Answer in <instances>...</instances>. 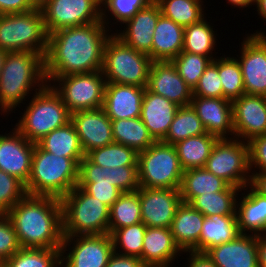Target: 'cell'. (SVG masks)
Masks as SVG:
<instances>
[{"label": "cell", "mask_w": 266, "mask_h": 267, "mask_svg": "<svg viewBox=\"0 0 266 267\" xmlns=\"http://www.w3.org/2000/svg\"><path fill=\"white\" fill-rule=\"evenodd\" d=\"M107 28L110 27L101 21L48 34L44 57L46 82L51 77L102 70L105 43L111 36Z\"/></svg>", "instance_id": "6da1fadb"}, {"label": "cell", "mask_w": 266, "mask_h": 267, "mask_svg": "<svg viewBox=\"0 0 266 267\" xmlns=\"http://www.w3.org/2000/svg\"><path fill=\"white\" fill-rule=\"evenodd\" d=\"M6 215L22 248L61 249L64 235L59 198L26 194Z\"/></svg>", "instance_id": "7a4b0ae2"}, {"label": "cell", "mask_w": 266, "mask_h": 267, "mask_svg": "<svg viewBox=\"0 0 266 267\" xmlns=\"http://www.w3.org/2000/svg\"><path fill=\"white\" fill-rule=\"evenodd\" d=\"M47 84L44 73V57L36 52H8L0 75V110L12 112L30 90ZM36 85V86H35Z\"/></svg>", "instance_id": "3957f363"}, {"label": "cell", "mask_w": 266, "mask_h": 267, "mask_svg": "<svg viewBox=\"0 0 266 267\" xmlns=\"http://www.w3.org/2000/svg\"><path fill=\"white\" fill-rule=\"evenodd\" d=\"M81 160L54 155L35 144L27 194L61 199L77 186Z\"/></svg>", "instance_id": "277c9868"}, {"label": "cell", "mask_w": 266, "mask_h": 267, "mask_svg": "<svg viewBox=\"0 0 266 267\" xmlns=\"http://www.w3.org/2000/svg\"><path fill=\"white\" fill-rule=\"evenodd\" d=\"M52 84L35 88V95L16 124V129L30 142L37 143L53 130L71 121V113Z\"/></svg>", "instance_id": "5b68a950"}, {"label": "cell", "mask_w": 266, "mask_h": 267, "mask_svg": "<svg viewBox=\"0 0 266 267\" xmlns=\"http://www.w3.org/2000/svg\"><path fill=\"white\" fill-rule=\"evenodd\" d=\"M63 235L108 234L110 207L76 186L60 199Z\"/></svg>", "instance_id": "8992f818"}, {"label": "cell", "mask_w": 266, "mask_h": 267, "mask_svg": "<svg viewBox=\"0 0 266 267\" xmlns=\"http://www.w3.org/2000/svg\"><path fill=\"white\" fill-rule=\"evenodd\" d=\"M0 49L7 52L31 51L45 57L48 33L41 9L0 15Z\"/></svg>", "instance_id": "52a82bcc"}, {"label": "cell", "mask_w": 266, "mask_h": 267, "mask_svg": "<svg viewBox=\"0 0 266 267\" xmlns=\"http://www.w3.org/2000/svg\"><path fill=\"white\" fill-rule=\"evenodd\" d=\"M152 59L115 34L105 43L102 73L106 82L147 87Z\"/></svg>", "instance_id": "ba28073f"}, {"label": "cell", "mask_w": 266, "mask_h": 267, "mask_svg": "<svg viewBox=\"0 0 266 267\" xmlns=\"http://www.w3.org/2000/svg\"><path fill=\"white\" fill-rule=\"evenodd\" d=\"M138 181L142 188H180L184 170L176 147L155 141L138 153Z\"/></svg>", "instance_id": "9c48e42d"}, {"label": "cell", "mask_w": 266, "mask_h": 267, "mask_svg": "<svg viewBox=\"0 0 266 267\" xmlns=\"http://www.w3.org/2000/svg\"><path fill=\"white\" fill-rule=\"evenodd\" d=\"M204 168L244 191L251 179L248 143L232 137L218 139Z\"/></svg>", "instance_id": "30bf717a"}, {"label": "cell", "mask_w": 266, "mask_h": 267, "mask_svg": "<svg viewBox=\"0 0 266 267\" xmlns=\"http://www.w3.org/2000/svg\"><path fill=\"white\" fill-rule=\"evenodd\" d=\"M50 81L59 83H53L52 87L61 96L70 113L103 107L106 80L102 70L51 77L47 84Z\"/></svg>", "instance_id": "8fae6325"}, {"label": "cell", "mask_w": 266, "mask_h": 267, "mask_svg": "<svg viewBox=\"0 0 266 267\" xmlns=\"http://www.w3.org/2000/svg\"><path fill=\"white\" fill-rule=\"evenodd\" d=\"M60 250V267H106L114 253L113 239L110 234L64 236Z\"/></svg>", "instance_id": "7c38bea8"}, {"label": "cell", "mask_w": 266, "mask_h": 267, "mask_svg": "<svg viewBox=\"0 0 266 267\" xmlns=\"http://www.w3.org/2000/svg\"><path fill=\"white\" fill-rule=\"evenodd\" d=\"M101 0H50L41 7L48 34L59 29L101 22Z\"/></svg>", "instance_id": "4fadbf2b"}, {"label": "cell", "mask_w": 266, "mask_h": 267, "mask_svg": "<svg viewBox=\"0 0 266 267\" xmlns=\"http://www.w3.org/2000/svg\"><path fill=\"white\" fill-rule=\"evenodd\" d=\"M240 63L245 94L266 96V35L257 31L241 43Z\"/></svg>", "instance_id": "5bb4252c"}, {"label": "cell", "mask_w": 266, "mask_h": 267, "mask_svg": "<svg viewBox=\"0 0 266 267\" xmlns=\"http://www.w3.org/2000/svg\"><path fill=\"white\" fill-rule=\"evenodd\" d=\"M180 188H142L139 193L141 220L147 227L170 228L182 203Z\"/></svg>", "instance_id": "9a60e30c"}, {"label": "cell", "mask_w": 266, "mask_h": 267, "mask_svg": "<svg viewBox=\"0 0 266 267\" xmlns=\"http://www.w3.org/2000/svg\"><path fill=\"white\" fill-rule=\"evenodd\" d=\"M232 114L235 138L248 142L266 134V96L243 94L232 101Z\"/></svg>", "instance_id": "2e32d148"}, {"label": "cell", "mask_w": 266, "mask_h": 267, "mask_svg": "<svg viewBox=\"0 0 266 267\" xmlns=\"http://www.w3.org/2000/svg\"><path fill=\"white\" fill-rule=\"evenodd\" d=\"M146 88L179 107L189 106L193 98V89L182 79L172 61H152Z\"/></svg>", "instance_id": "e0dca14e"}, {"label": "cell", "mask_w": 266, "mask_h": 267, "mask_svg": "<svg viewBox=\"0 0 266 267\" xmlns=\"http://www.w3.org/2000/svg\"><path fill=\"white\" fill-rule=\"evenodd\" d=\"M71 122L75 126L85 155L93 149L114 142L112 122L103 107L75 111L71 113Z\"/></svg>", "instance_id": "ac0fdd59"}, {"label": "cell", "mask_w": 266, "mask_h": 267, "mask_svg": "<svg viewBox=\"0 0 266 267\" xmlns=\"http://www.w3.org/2000/svg\"><path fill=\"white\" fill-rule=\"evenodd\" d=\"M35 143L28 141L16 128L0 134V170L17 177L24 184L30 173Z\"/></svg>", "instance_id": "d6986e66"}, {"label": "cell", "mask_w": 266, "mask_h": 267, "mask_svg": "<svg viewBox=\"0 0 266 267\" xmlns=\"http://www.w3.org/2000/svg\"><path fill=\"white\" fill-rule=\"evenodd\" d=\"M161 15L159 4L154 0L125 22L126 29L114 34L126 45L151 58L153 34Z\"/></svg>", "instance_id": "ffe728a7"}, {"label": "cell", "mask_w": 266, "mask_h": 267, "mask_svg": "<svg viewBox=\"0 0 266 267\" xmlns=\"http://www.w3.org/2000/svg\"><path fill=\"white\" fill-rule=\"evenodd\" d=\"M190 105L208 134L215 135L219 139L230 138L227 136L230 134L234 138L231 100L193 96Z\"/></svg>", "instance_id": "44dd1931"}, {"label": "cell", "mask_w": 266, "mask_h": 267, "mask_svg": "<svg viewBox=\"0 0 266 267\" xmlns=\"http://www.w3.org/2000/svg\"><path fill=\"white\" fill-rule=\"evenodd\" d=\"M145 88L106 82L103 109L110 120L140 117Z\"/></svg>", "instance_id": "7402d4cb"}, {"label": "cell", "mask_w": 266, "mask_h": 267, "mask_svg": "<svg viewBox=\"0 0 266 267\" xmlns=\"http://www.w3.org/2000/svg\"><path fill=\"white\" fill-rule=\"evenodd\" d=\"M206 253L217 267H259L257 236L249 233L239 234Z\"/></svg>", "instance_id": "603a6c76"}, {"label": "cell", "mask_w": 266, "mask_h": 267, "mask_svg": "<svg viewBox=\"0 0 266 267\" xmlns=\"http://www.w3.org/2000/svg\"><path fill=\"white\" fill-rule=\"evenodd\" d=\"M78 183H112L122 193L135 192L140 188L138 166L101 167L85 155L79 163Z\"/></svg>", "instance_id": "cb8c5ba5"}, {"label": "cell", "mask_w": 266, "mask_h": 267, "mask_svg": "<svg viewBox=\"0 0 266 267\" xmlns=\"http://www.w3.org/2000/svg\"><path fill=\"white\" fill-rule=\"evenodd\" d=\"M178 108L167 98L145 88L140 118L155 141L166 137Z\"/></svg>", "instance_id": "d4e9b609"}, {"label": "cell", "mask_w": 266, "mask_h": 267, "mask_svg": "<svg viewBox=\"0 0 266 267\" xmlns=\"http://www.w3.org/2000/svg\"><path fill=\"white\" fill-rule=\"evenodd\" d=\"M182 254L176 245L170 228L147 227L143 239L142 262L147 267H170ZM171 262V263H170Z\"/></svg>", "instance_id": "484cf974"}, {"label": "cell", "mask_w": 266, "mask_h": 267, "mask_svg": "<svg viewBox=\"0 0 266 267\" xmlns=\"http://www.w3.org/2000/svg\"><path fill=\"white\" fill-rule=\"evenodd\" d=\"M204 218L205 216L189 203L182 202L178 206L170 230L182 252H200V235Z\"/></svg>", "instance_id": "4316f807"}, {"label": "cell", "mask_w": 266, "mask_h": 267, "mask_svg": "<svg viewBox=\"0 0 266 267\" xmlns=\"http://www.w3.org/2000/svg\"><path fill=\"white\" fill-rule=\"evenodd\" d=\"M248 194L236 202V217L241 234L250 231L252 235L266 233V196L256 192L250 185L245 187ZM241 200V202H240ZM239 202V203H238Z\"/></svg>", "instance_id": "83f0119b"}, {"label": "cell", "mask_w": 266, "mask_h": 267, "mask_svg": "<svg viewBox=\"0 0 266 267\" xmlns=\"http://www.w3.org/2000/svg\"><path fill=\"white\" fill-rule=\"evenodd\" d=\"M184 28L161 15L157 21L152 42V61H172L182 50Z\"/></svg>", "instance_id": "f1b7e54d"}, {"label": "cell", "mask_w": 266, "mask_h": 267, "mask_svg": "<svg viewBox=\"0 0 266 267\" xmlns=\"http://www.w3.org/2000/svg\"><path fill=\"white\" fill-rule=\"evenodd\" d=\"M228 186L225 180L205 168H193L184 170L179 190L182 202L190 203L199 195L224 191Z\"/></svg>", "instance_id": "f546056e"}, {"label": "cell", "mask_w": 266, "mask_h": 267, "mask_svg": "<svg viewBox=\"0 0 266 267\" xmlns=\"http://www.w3.org/2000/svg\"><path fill=\"white\" fill-rule=\"evenodd\" d=\"M42 150L57 156L83 159L85 156L74 124L70 121L36 143Z\"/></svg>", "instance_id": "4dcf8cb0"}, {"label": "cell", "mask_w": 266, "mask_h": 267, "mask_svg": "<svg viewBox=\"0 0 266 267\" xmlns=\"http://www.w3.org/2000/svg\"><path fill=\"white\" fill-rule=\"evenodd\" d=\"M218 139L215 135L205 133L174 144L182 169L204 168Z\"/></svg>", "instance_id": "1f68e13d"}, {"label": "cell", "mask_w": 266, "mask_h": 267, "mask_svg": "<svg viewBox=\"0 0 266 267\" xmlns=\"http://www.w3.org/2000/svg\"><path fill=\"white\" fill-rule=\"evenodd\" d=\"M240 233L236 216L205 217L200 235V252L235 239Z\"/></svg>", "instance_id": "d6a6232c"}, {"label": "cell", "mask_w": 266, "mask_h": 267, "mask_svg": "<svg viewBox=\"0 0 266 267\" xmlns=\"http://www.w3.org/2000/svg\"><path fill=\"white\" fill-rule=\"evenodd\" d=\"M111 122L115 143L133 148L139 153L155 142L140 117L111 120Z\"/></svg>", "instance_id": "836d02e7"}, {"label": "cell", "mask_w": 266, "mask_h": 267, "mask_svg": "<svg viewBox=\"0 0 266 267\" xmlns=\"http://www.w3.org/2000/svg\"><path fill=\"white\" fill-rule=\"evenodd\" d=\"M242 189L229 185L224 191L202 194L195 197L189 204L200 211L205 217L212 215L236 216L237 193Z\"/></svg>", "instance_id": "e575fe53"}, {"label": "cell", "mask_w": 266, "mask_h": 267, "mask_svg": "<svg viewBox=\"0 0 266 267\" xmlns=\"http://www.w3.org/2000/svg\"><path fill=\"white\" fill-rule=\"evenodd\" d=\"M140 222L142 220L139 193L137 191L122 193L110 207L108 234L111 235L116 229Z\"/></svg>", "instance_id": "d590c367"}, {"label": "cell", "mask_w": 266, "mask_h": 267, "mask_svg": "<svg viewBox=\"0 0 266 267\" xmlns=\"http://www.w3.org/2000/svg\"><path fill=\"white\" fill-rule=\"evenodd\" d=\"M205 133L207 132L192 106H183L177 109L169 131L162 142L174 145L178 141Z\"/></svg>", "instance_id": "8d00e7d4"}, {"label": "cell", "mask_w": 266, "mask_h": 267, "mask_svg": "<svg viewBox=\"0 0 266 267\" xmlns=\"http://www.w3.org/2000/svg\"><path fill=\"white\" fill-rule=\"evenodd\" d=\"M164 17L173 20L183 28L198 23L203 18L202 0H155Z\"/></svg>", "instance_id": "74e56055"}, {"label": "cell", "mask_w": 266, "mask_h": 267, "mask_svg": "<svg viewBox=\"0 0 266 267\" xmlns=\"http://www.w3.org/2000/svg\"><path fill=\"white\" fill-rule=\"evenodd\" d=\"M213 26L203 18L195 24H191L184 28L183 50L185 52L210 56L212 60V51L216 45V37ZM211 54V55H210Z\"/></svg>", "instance_id": "f35d334b"}, {"label": "cell", "mask_w": 266, "mask_h": 267, "mask_svg": "<svg viewBox=\"0 0 266 267\" xmlns=\"http://www.w3.org/2000/svg\"><path fill=\"white\" fill-rule=\"evenodd\" d=\"M86 156L101 167L138 166V153L133 148L115 142L93 149Z\"/></svg>", "instance_id": "ab89813d"}, {"label": "cell", "mask_w": 266, "mask_h": 267, "mask_svg": "<svg viewBox=\"0 0 266 267\" xmlns=\"http://www.w3.org/2000/svg\"><path fill=\"white\" fill-rule=\"evenodd\" d=\"M60 249L21 248L3 265L5 267H58L60 262Z\"/></svg>", "instance_id": "60d3db41"}, {"label": "cell", "mask_w": 266, "mask_h": 267, "mask_svg": "<svg viewBox=\"0 0 266 267\" xmlns=\"http://www.w3.org/2000/svg\"><path fill=\"white\" fill-rule=\"evenodd\" d=\"M146 228L147 226L143 222H140L116 229L111 234L114 252L121 255L136 256L142 260L143 239Z\"/></svg>", "instance_id": "b9f144b4"}, {"label": "cell", "mask_w": 266, "mask_h": 267, "mask_svg": "<svg viewBox=\"0 0 266 267\" xmlns=\"http://www.w3.org/2000/svg\"><path fill=\"white\" fill-rule=\"evenodd\" d=\"M219 77L221 79L223 98L233 101L245 94L242 70L235 57H220Z\"/></svg>", "instance_id": "7bdbcfd3"}, {"label": "cell", "mask_w": 266, "mask_h": 267, "mask_svg": "<svg viewBox=\"0 0 266 267\" xmlns=\"http://www.w3.org/2000/svg\"><path fill=\"white\" fill-rule=\"evenodd\" d=\"M213 60L208 56L181 51L173 60L179 75L194 89L199 78Z\"/></svg>", "instance_id": "ee69618b"}, {"label": "cell", "mask_w": 266, "mask_h": 267, "mask_svg": "<svg viewBox=\"0 0 266 267\" xmlns=\"http://www.w3.org/2000/svg\"><path fill=\"white\" fill-rule=\"evenodd\" d=\"M154 0H101V21L106 26L109 24L106 11L113 17L114 20L124 23L131 19L140 9L148 6ZM107 19V20H106ZM107 22V23H106Z\"/></svg>", "instance_id": "f6af8a7d"}, {"label": "cell", "mask_w": 266, "mask_h": 267, "mask_svg": "<svg viewBox=\"0 0 266 267\" xmlns=\"http://www.w3.org/2000/svg\"><path fill=\"white\" fill-rule=\"evenodd\" d=\"M26 194L21 180L0 170V214H6Z\"/></svg>", "instance_id": "bcb514c9"}, {"label": "cell", "mask_w": 266, "mask_h": 267, "mask_svg": "<svg viewBox=\"0 0 266 267\" xmlns=\"http://www.w3.org/2000/svg\"><path fill=\"white\" fill-rule=\"evenodd\" d=\"M193 96L223 98V89L219 77V58H215L201 75L198 84L193 89Z\"/></svg>", "instance_id": "7dc6e473"}, {"label": "cell", "mask_w": 266, "mask_h": 267, "mask_svg": "<svg viewBox=\"0 0 266 267\" xmlns=\"http://www.w3.org/2000/svg\"><path fill=\"white\" fill-rule=\"evenodd\" d=\"M21 248L11 219L6 214H0V264Z\"/></svg>", "instance_id": "c3c4849f"}, {"label": "cell", "mask_w": 266, "mask_h": 267, "mask_svg": "<svg viewBox=\"0 0 266 267\" xmlns=\"http://www.w3.org/2000/svg\"><path fill=\"white\" fill-rule=\"evenodd\" d=\"M77 186L109 207H111L122 194L112 183H78Z\"/></svg>", "instance_id": "681fc988"}, {"label": "cell", "mask_w": 266, "mask_h": 267, "mask_svg": "<svg viewBox=\"0 0 266 267\" xmlns=\"http://www.w3.org/2000/svg\"><path fill=\"white\" fill-rule=\"evenodd\" d=\"M249 168L266 171V134L256 136L248 142Z\"/></svg>", "instance_id": "f907efd6"}, {"label": "cell", "mask_w": 266, "mask_h": 267, "mask_svg": "<svg viewBox=\"0 0 266 267\" xmlns=\"http://www.w3.org/2000/svg\"><path fill=\"white\" fill-rule=\"evenodd\" d=\"M34 8L29 0H0V15L28 12Z\"/></svg>", "instance_id": "816d5d0a"}, {"label": "cell", "mask_w": 266, "mask_h": 267, "mask_svg": "<svg viewBox=\"0 0 266 267\" xmlns=\"http://www.w3.org/2000/svg\"><path fill=\"white\" fill-rule=\"evenodd\" d=\"M106 267H147L139 257L121 255L116 252L112 254Z\"/></svg>", "instance_id": "f5cc1de1"}, {"label": "cell", "mask_w": 266, "mask_h": 267, "mask_svg": "<svg viewBox=\"0 0 266 267\" xmlns=\"http://www.w3.org/2000/svg\"><path fill=\"white\" fill-rule=\"evenodd\" d=\"M188 267H217L204 252L189 251Z\"/></svg>", "instance_id": "db71d44e"}, {"label": "cell", "mask_w": 266, "mask_h": 267, "mask_svg": "<svg viewBox=\"0 0 266 267\" xmlns=\"http://www.w3.org/2000/svg\"><path fill=\"white\" fill-rule=\"evenodd\" d=\"M251 173L250 186L259 194L266 196V171Z\"/></svg>", "instance_id": "11a10c76"}, {"label": "cell", "mask_w": 266, "mask_h": 267, "mask_svg": "<svg viewBox=\"0 0 266 267\" xmlns=\"http://www.w3.org/2000/svg\"><path fill=\"white\" fill-rule=\"evenodd\" d=\"M258 265L266 267V233L257 236Z\"/></svg>", "instance_id": "9f6ffc18"}, {"label": "cell", "mask_w": 266, "mask_h": 267, "mask_svg": "<svg viewBox=\"0 0 266 267\" xmlns=\"http://www.w3.org/2000/svg\"><path fill=\"white\" fill-rule=\"evenodd\" d=\"M228 2L232 4V6H236L238 8H246L249 5L252 6L253 4H255L253 0H228Z\"/></svg>", "instance_id": "6f0895ef"}, {"label": "cell", "mask_w": 266, "mask_h": 267, "mask_svg": "<svg viewBox=\"0 0 266 267\" xmlns=\"http://www.w3.org/2000/svg\"><path fill=\"white\" fill-rule=\"evenodd\" d=\"M259 16L266 20V0H257L255 2Z\"/></svg>", "instance_id": "680465c9"}, {"label": "cell", "mask_w": 266, "mask_h": 267, "mask_svg": "<svg viewBox=\"0 0 266 267\" xmlns=\"http://www.w3.org/2000/svg\"><path fill=\"white\" fill-rule=\"evenodd\" d=\"M35 8L43 7L50 0H29Z\"/></svg>", "instance_id": "91938a15"}, {"label": "cell", "mask_w": 266, "mask_h": 267, "mask_svg": "<svg viewBox=\"0 0 266 267\" xmlns=\"http://www.w3.org/2000/svg\"><path fill=\"white\" fill-rule=\"evenodd\" d=\"M7 53H8L7 51L0 49V75L4 66Z\"/></svg>", "instance_id": "94428289"}]
</instances>
